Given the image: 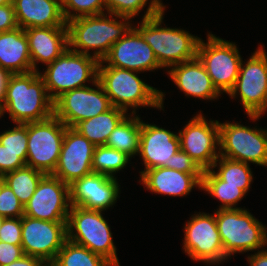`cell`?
Here are the masks:
<instances>
[{
    "mask_svg": "<svg viewBox=\"0 0 267 266\" xmlns=\"http://www.w3.org/2000/svg\"><path fill=\"white\" fill-rule=\"evenodd\" d=\"M0 67L12 74L33 71L27 36L21 27L0 33Z\"/></svg>",
    "mask_w": 267,
    "mask_h": 266,
    "instance_id": "25",
    "label": "cell"
},
{
    "mask_svg": "<svg viewBox=\"0 0 267 266\" xmlns=\"http://www.w3.org/2000/svg\"><path fill=\"white\" fill-rule=\"evenodd\" d=\"M215 219L227 260L233 254L262 251L267 246L266 226L247 209H217Z\"/></svg>",
    "mask_w": 267,
    "mask_h": 266,
    "instance_id": "5",
    "label": "cell"
},
{
    "mask_svg": "<svg viewBox=\"0 0 267 266\" xmlns=\"http://www.w3.org/2000/svg\"><path fill=\"white\" fill-rule=\"evenodd\" d=\"M41 266H56L54 264V262H46V263H43Z\"/></svg>",
    "mask_w": 267,
    "mask_h": 266,
    "instance_id": "47",
    "label": "cell"
},
{
    "mask_svg": "<svg viewBox=\"0 0 267 266\" xmlns=\"http://www.w3.org/2000/svg\"><path fill=\"white\" fill-rule=\"evenodd\" d=\"M140 133L139 115H127L112 131L105 145L133 157L139 153Z\"/></svg>",
    "mask_w": 267,
    "mask_h": 266,
    "instance_id": "27",
    "label": "cell"
},
{
    "mask_svg": "<svg viewBox=\"0 0 267 266\" xmlns=\"http://www.w3.org/2000/svg\"><path fill=\"white\" fill-rule=\"evenodd\" d=\"M54 264L56 266H113L102 256L69 240L64 242Z\"/></svg>",
    "mask_w": 267,
    "mask_h": 266,
    "instance_id": "31",
    "label": "cell"
},
{
    "mask_svg": "<svg viewBox=\"0 0 267 266\" xmlns=\"http://www.w3.org/2000/svg\"><path fill=\"white\" fill-rule=\"evenodd\" d=\"M127 114L129 113L113 106L102 114L78 122L73 129L86 137L95 146H102L106 144L112 131Z\"/></svg>",
    "mask_w": 267,
    "mask_h": 266,
    "instance_id": "26",
    "label": "cell"
},
{
    "mask_svg": "<svg viewBox=\"0 0 267 266\" xmlns=\"http://www.w3.org/2000/svg\"><path fill=\"white\" fill-rule=\"evenodd\" d=\"M42 264L43 262L37 257L23 255L20 259L7 266H41Z\"/></svg>",
    "mask_w": 267,
    "mask_h": 266,
    "instance_id": "44",
    "label": "cell"
},
{
    "mask_svg": "<svg viewBox=\"0 0 267 266\" xmlns=\"http://www.w3.org/2000/svg\"><path fill=\"white\" fill-rule=\"evenodd\" d=\"M118 179L92 172L75 180L70 186L71 206L106 211L119 197Z\"/></svg>",
    "mask_w": 267,
    "mask_h": 266,
    "instance_id": "19",
    "label": "cell"
},
{
    "mask_svg": "<svg viewBox=\"0 0 267 266\" xmlns=\"http://www.w3.org/2000/svg\"><path fill=\"white\" fill-rule=\"evenodd\" d=\"M28 40L33 71L37 63L51 64L68 49L67 26L33 27L24 29Z\"/></svg>",
    "mask_w": 267,
    "mask_h": 266,
    "instance_id": "21",
    "label": "cell"
},
{
    "mask_svg": "<svg viewBox=\"0 0 267 266\" xmlns=\"http://www.w3.org/2000/svg\"><path fill=\"white\" fill-rule=\"evenodd\" d=\"M180 149L179 135L155 124L141 120L139 155L143 159L145 169L157 167L171 168V159Z\"/></svg>",
    "mask_w": 267,
    "mask_h": 266,
    "instance_id": "20",
    "label": "cell"
},
{
    "mask_svg": "<svg viewBox=\"0 0 267 266\" xmlns=\"http://www.w3.org/2000/svg\"><path fill=\"white\" fill-rule=\"evenodd\" d=\"M139 72L112 66H98V81L102 85L112 106L132 114L138 107H153L163 110L165 94L145 83Z\"/></svg>",
    "mask_w": 267,
    "mask_h": 266,
    "instance_id": "3",
    "label": "cell"
},
{
    "mask_svg": "<svg viewBox=\"0 0 267 266\" xmlns=\"http://www.w3.org/2000/svg\"><path fill=\"white\" fill-rule=\"evenodd\" d=\"M7 4H13V0H0V6H4Z\"/></svg>",
    "mask_w": 267,
    "mask_h": 266,
    "instance_id": "45",
    "label": "cell"
},
{
    "mask_svg": "<svg viewBox=\"0 0 267 266\" xmlns=\"http://www.w3.org/2000/svg\"><path fill=\"white\" fill-rule=\"evenodd\" d=\"M5 183L4 181V175L0 174V189L2 187V185Z\"/></svg>",
    "mask_w": 267,
    "mask_h": 266,
    "instance_id": "46",
    "label": "cell"
},
{
    "mask_svg": "<svg viewBox=\"0 0 267 266\" xmlns=\"http://www.w3.org/2000/svg\"><path fill=\"white\" fill-rule=\"evenodd\" d=\"M201 189L222 203L218 209H241L236 205L246 195L240 186L224 185L212 169L204 170Z\"/></svg>",
    "mask_w": 267,
    "mask_h": 266,
    "instance_id": "28",
    "label": "cell"
},
{
    "mask_svg": "<svg viewBox=\"0 0 267 266\" xmlns=\"http://www.w3.org/2000/svg\"><path fill=\"white\" fill-rule=\"evenodd\" d=\"M95 147L75 129L67 127L59 161L52 175L71 185L75 180L91 174Z\"/></svg>",
    "mask_w": 267,
    "mask_h": 266,
    "instance_id": "18",
    "label": "cell"
},
{
    "mask_svg": "<svg viewBox=\"0 0 267 266\" xmlns=\"http://www.w3.org/2000/svg\"><path fill=\"white\" fill-rule=\"evenodd\" d=\"M66 22L78 17L105 13V0H61ZM72 10V12H71Z\"/></svg>",
    "mask_w": 267,
    "mask_h": 266,
    "instance_id": "34",
    "label": "cell"
},
{
    "mask_svg": "<svg viewBox=\"0 0 267 266\" xmlns=\"http://www.w3.org/2000/svg\"><path fill=\"white\" fill-rule=\"evenodd\" d=\"M18 27L13 4L0 6V33Z\"/></svg>",
    "mask_w": 267,
    "mask_h": 266,
    "instance_id": "41",
    "label": "cell"
},
{
    "mask_svg": "<svg viewBox=\"0 0 267 266\" xmlns=\"http://www.w3.org/2000/svg\"><path fill=\"white\" fill-rule=\"evenodd\" d=\"M0 216L4 218L24 216V206L6 183L0 189Z\"/></svg>",
    "mask_w": 267,
    "mask_h": 266,
    "instance_id": "36",
    "label": "cell"
},
{
    "mask_svg": "<svg viewBox=\"0 0 267 266\" xmlns=\"http://www.w3.org/2000/svg\"><path fill=\"white\" fill-rule=\"evenodd\" d=\"M184 252L194 261L220 264L227 260L214 214L195 213L184 226Z\"/></svg>",
    "mask_w": 267,
    "mask_h": 266,
    "instance_id": "12",
    "label": "cell"
},
{
    "mask_svg": "<svg viewBox=\"0 0 267 266\" xmlns=\"http://www.w3.org/2000/svg\"><path fill=\"white\" fill-rule=\"evenodd\" d=\"M177 134L180 138V149L197 162L203 170L211 169L220 156L219 121L210 119L207 122L200 112Z\"/></svg>",
    "mask_w": 267,
    "mask_h": 266,
    "instance_id": "16",
    "label": "cell"
},
{
    "mask_svg": "<svg viewBox=\"0 0 267 266\" xmlns=\"http://www.w3.org/2000/svg\"><path fill=\"white\" fill-rule=\"evenodd\" d=\"M107 14L78 17L68 21V48L86 55H91L89 51L93 49L92 56L102 61L111 46L133 27L130 23L132 18Z\"/></svg>",
    "mask_w": 267,
    "mask_h": 266,
    "instance_id": "1",
    "label": "cell"
},
{
    "mask_svg": "<svg viewBox=\"0 0 267 266\" xmlns=\"http://www.w3.org/2000/svg\"><path fill=\"white\" fill-rule=\"evenodd\" d=\"M44 175L43 172L25 165L24 167L5 174L4 181L18 197L22 205L25 206L34 194L39 181Z\"/></svg>",
    "mask_w": 267,
    "mask_h": 266,
    "instance_id": "30",
    "label": "cell"
},
{
    "mask_svg": "<svg viewBox=\"0 0 267 266\" xmlns=\"http://www.w3.org/2000/svg\"><path fill=\"white\" fill-rule=\"evenodd\" d=\"M167 73L187 97L213 100L221 95L212 84L210 76L198 57L171 66Z\"/></svg>",
    "mask_w": 267,
    "mask_h": 266,
    "instance_id": "22",
    "label": "cell"
},
{
    "mask_svg": "<svg viewBox=\"0 0 267 266\" xmlns=\"http://www.w3.org/2000/svg\"><path fill=\"white\" fill-rule=\"evenodd\" d=\"M164 10L134 26L153 49L163 68L194 59L201 38L178 28L162 27Z\"/></svg>",
    "mask_w": 267,
    "mask_h": 266,
    "instance_id": "4",
    "label": "cell"
},
{
    "mask_svg": "<svg viewBox=\"0 0 267 266\" xmlns=\"http://www.w3.org/2000/svg\"><path fill=\"white\" fill-rule=\"evenodd\" d=\"M70 208V186L52 174H45L24 206V216L52 222L67 221Z\"/></svg>",
    "mask_w": 267,
    "mask_h": 266,
    "instance_id": "15",
    "label": "cell"
},
{
    "mask_svg": "<svg viewBox=\"0 0 267 266\" xmlns=\"http://www.w3.org/2000/svg\"><path fill=\"white\" fill-rule=\"evenodd\" d=\"M99 61L92 55L65 50L44 73H40L50 98L55 101L64 92L86 87V82L98 79Z\"/></svg>",
    "mask_w": 267,
    "mask_h": 266,
    "instance_id": "7",
    "label": "cell"
},
{
    "mask_svg": "<svg viewBox=\"0 0 267 266\" xmlns=\"http://www.w3.org/2000/svg\"><path fill=\"white\" fill-rule=\"evenodd\" d=\"M22 217L4 218L0 227V241L21 245Z\"/></svg>",
    "mask_w": 267,
    "mask_h": 266,
    "instance_id": "38",
    "label": "cell"
},
{
    "mask_svg": "<svg viewBox=\"0 0 267 266\" xmlns=\"http://www.w3.org/2000/svg\"><path fill=\"white\" fill-rule=\"evenodd\" d=\"M89 86L64 92L54 101V115L67 127L73 128L78 122L102 114L113 106L98 81Z\"/></svg>",
    "mask_w": 267,
    "mask_h": 266,
    "instance_id": "13",
    "label": "cell"
},
{
    "mask_svg": "<svg viewBox=\"0 0 267 266\" xmlns=\"http://www.w3.org/2000/svg\"><path fill=\"white\" fill-rule=\"evenodd\" d=\"M11 75L12 73L9 70L0 67V110L4 105L7 85Z\"/></svg>",
    "mask_w": 267,
    "mask_h": 266,
    "instance_id": "42",
    "label": "cell"
},
{
    "mask_svg": "<svg viewBox=\"0 0 267 266\" xmlns=\"http://www.w3.org/2000/svg\"><path fill=\"white\" fill-rule=\"evenodd\" d=\"M16 125L0 133V143L11 152H27L28 123Z\"/></svg>",
    "mask_w": 267,
    "mask_h": 266,
    "instance_id": "35",
    "label": "cell"
},
{
    "mask_svg": "<svg viewBox=\"0 0 267 266\" xmlns=\"http://www.w3.org/2000/svg\"><path fill=\"white\" fill-rule=\"evenodd\" d=\"M247 261L250 266H267V249L248 256Z\"/></svg>",
    "mask_w": 267,
    "mask_h": 266,
    "instance_id": "43",
    "label": "cell"
},
{
    "mask_svg": "<svg viewBox=\"0 0 267 266\" xmlns=\"http://www.w3.org/2000/svg\"><path fill=\"white\" fill-rule=\"evenodd\" d=\"M148 0H105L107 13L117 16L134 18L147 5ZM161 0H150L147 11L144 12L142 19H146L159 14L165 10L166 6Z\"/></svg>",
    "mask_w": 267,
    "mask_h": 266,
    "instance_id": "33",
    "label": "cell"
},
{
    "mask_svg": "<svg viewBox=\"0 0 267 266\" xmlns=\"http://www.w3.org/2000/svg\"><path fill=\"white\" fill-rule=\"evenodd\" d=\"M27 152H11L0 143V174L5 175L26 165Z\"/></svg>",
    "mask_w": 267,
    "mask_h": 266,
    "instance_id": "37",
    "label": "cell"
},
{
    "mask_svg": "<svg viewBox=\"0 0 267 266\" xmlns=\"http://www.w3.org/2000/svg\"><path fill=\"white\" fill-rule=\"evenodd\" d=\"M259 46L245 65L242 60L235 86L228 94L231 98L240 95L246 114L254 121L267 111V52Z\"/></svg>",
    "mask_w": 267,
    "mask_h": 266,
    "instance_id": "9",
    "label": "cell"
},
{
    "mask_svg": "<svg viewBox=\"0 0 267 266\" xmlns=\"http://www.w3.org/2000/svg\"><path fill=\"white\" fill-rule=\"evenodd\" d=\"M98 66H112L139 73L163 68L153 49L134 26L111 46L108 54L102 61H99Z\"/></svg>",
    "mask_w": 267,
    "mask_h": 266,
    "instance_id": "17",
    "label": "cell"
},
{
    "mask_svg": "<svg viewBox=\"0 0 267 266\" xmlns=\"http://www.w3.org/2000/svg\"><path fill=\"white\" fill-rule=\"evenodd\" d=\"M6 112L16 124L43 121L54 115V101L39 72L11 75L0 118Z\"/></svg>",
    "mask_w": 267,
    "mask_h": 266,
    "instance_id": "2",
    "label": "cell"
},
{
    "mask_svg": "<svg viewBox=\"0 0 267 266\" xmlns=\"http://www.w3.org/2000/svg\"><path fill=\"white\" fill-rule=\"evenodd\" d=\"M171 169L189 173L203 174L204 170L186 152L179 149L171 159Z\"/></svg>",
    "mask_w": 267,
    "mask_h": 266,
    "instance_id": "39",
    "label": "cell"
},
{
    "mask_svg": "<svg viewBox=\"0 0 267 266\" xmlns=\"http://www.w3.org/2000/svg\"><path fill=\"white\" fill-rule=\"evenodd\" d=\"M24 255L21 245L0 241V266L10 265Z\"/></svg>",
    "mask_w": 267,
    "mask_h": 266,
    "instance_id": "40",
    "label": "cell"
},
{
    "mask_svg": "<svg viewBox=\"0 0 267 266\" xmlns=\"http://www.w3.org/2000/svg\"><path fill=\"white\" fill-rule=\"evenodd\" d=\"M214 168L218 169L217 172L214 171ZM211 169L224 181V185L240 186V189L245 193L248 192L253 181L250 165L244 162L234 161L219 156L213 163Z\"/></svg>",
    "mask_w": 267,
    "mask_h": 266,
    "instance_id": "29",
    "label": "cell"
},
{
    "mask_svg": "<svg viewBox=\"0 0 267 266\" xmlns=\"http://www.w3.org/2000/svg\"><path fill=\"white\" fill-rule=\"evenodd\" d=\"M66 223L22 216L21 246L24 255L37 257L43 263L54 262L67 240Z\"/></svg>",
    "mask_w": 267,
    "mask_h": 266,
    "instance_id": "14",
    "label": "cell"
},
{
    "mask_svg": "<svg viewBox=\"0 0 267 266\" xmlns=\"http://www.w3.org/2000/svg\"><path fill=\"white\" fill-rule=\"evenodd\" d=\"M15 18L22 29L66 26L61 0H13Z\"/></svg>",
    "mask_w": 267,
    "mask_h": 266,
    "instance_id": "24",
    "label": "cell"
},
{
    "mask_svg": "<svg viewBox=\"0 0 267 266\" xmlns=\"http://www.w3.org/2000/svg\"><path fill=\"white\" fill-rule=\"evenodd\" d=\"M143 186L156 194L186 196L194 187L201 189L203 174H189L171 168L157 167L140 175Z\"/></svg>",
    "mask_w": 267,
    "mask_h": 266,
    "instance_id": "23",
    "label": "cell"
},
{
    "mask_svg": "<svg viewBox=\"0 0 267 266\" xmlns=\"http://www.w3.org/2000/svg\"><path fill=\"white\" fill-rule=\"evenodd\" d=\"M67 126L55 115L28 123L26 165L44 174H53L57 167Z\"/></svg>",
    "mask_w": 267,
    "mask_h": 266,
    "instance_id": "11",
    "label": "cell"
},
{
    "mask_svg": "<svg viewBox=\"0 0 267 266\" xmlns=\"http://www.w3.org/2000/svg\"><path fill=\"white\" fill-rule=\"evenodd\" d=\"M102 214V211L71 206L66 223L67 240L102 256L113 266H120L110 225Z\"/></svg>",
    "mask_w": 267,
    "mask_h": 266,
    "instance_id": "6",
    "label": "cell"
},
{
    "mask_svg": "<svg viewBox=\"0 0 267 266\" xmlns=\"http://www.w3.org/2000/svg\"><path fill=\"white\" fill-rule=\"evenodd\" d=\"M220 156L267 168V129L243 126L240 123H219Z\"/></svg>",
    "mask_w": 267,
    "mask_h": 266,
    "instance_id": "10",
    "label": "cell"
},
{
    "mask_svg": "<svg viewBox=\"0 0 267 266\" xmlns=\"http://www.w3.org/2000/svg\"><path fill=\"white\" fill-rule=\"evenodd\" d=\"M130 156L106 145L96 146L92 159L94 173L116 178L115 174L130 162Z\"/></svg>",
    "mask_w": 267,
    "mask_h": 266,
    "instance_id": "32",
    "label": "cell"
},
{
    "mask_svg": "<svg viewBox=\"0 0 267 266\" xmlns=\"http://www.w3.org/2000/svg\"><path fill=\"white\" fill-rule=\"evenodd\" d=\"M207 38V43L200 39L197 57L217 91L220 94H229L240 71L242 57L239 49L235 43L216 37L210 32Z\"/></svg>",
    "mask_w": 267,
    "mask_h": 266,
    "instance_id": "8",
    "label": "cell"
},
{
    "mask_svg": "<svg viewBox=\"0 0 267 266\" xmlns=\"http://www.w3.org/2000/svg\"><path fill=\"white\" fill-rule=\"evenodd\" d=\"M3 220H4V217L0 216V227H1Z\"/></svg>",
    "mask_w": 267,
    "mask_h": 266,
    "instance_id": "48",
    "label": "cell"
}]
</instances>
